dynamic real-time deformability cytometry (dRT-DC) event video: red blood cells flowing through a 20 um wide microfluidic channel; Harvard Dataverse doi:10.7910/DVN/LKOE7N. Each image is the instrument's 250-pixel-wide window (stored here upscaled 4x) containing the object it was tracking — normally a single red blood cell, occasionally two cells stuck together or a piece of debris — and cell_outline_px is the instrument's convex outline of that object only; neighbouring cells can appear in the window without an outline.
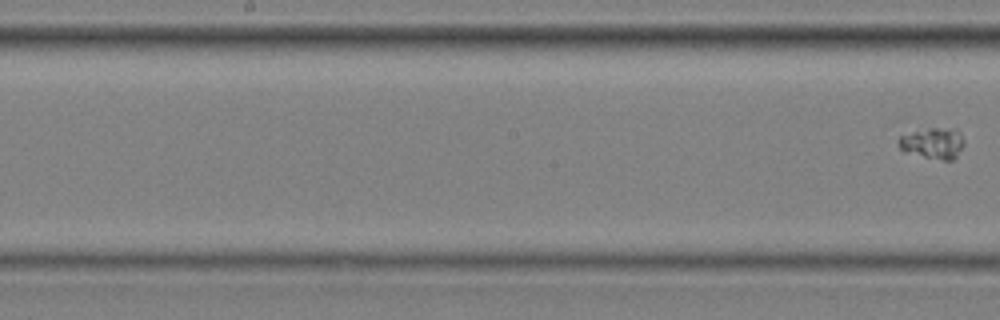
{"species": "common noctule bat (a hibernating species)", "species_latin": "Nyctalus noctula", "temperature_condition": "cold", "stored_images_in_passage": 8, "segment_of_instrument_passage": [2, 2], "camera_frame_rate_fps": 3000, "um_per_image_px": 0.085, "animal": {"sex": "male", "body_mass_g": 20.4}, "frame": {"image": 1, "passage_image": 8, "time_ms": 2.333, "image_size_px": [1000, 320], "cell_outline_px": [[964, 144], [956, 156], [952, 160], [944, 160], [904, 152], [900, 148], [896, 140], [900, 136], [912, 132], [928, 128], [948, 128], [960, 132], [964, 140]], "centroid_in_image_um": [79.28, 12.16], "position_along_channel_um": 168.9, "area_um2": 11.73}}